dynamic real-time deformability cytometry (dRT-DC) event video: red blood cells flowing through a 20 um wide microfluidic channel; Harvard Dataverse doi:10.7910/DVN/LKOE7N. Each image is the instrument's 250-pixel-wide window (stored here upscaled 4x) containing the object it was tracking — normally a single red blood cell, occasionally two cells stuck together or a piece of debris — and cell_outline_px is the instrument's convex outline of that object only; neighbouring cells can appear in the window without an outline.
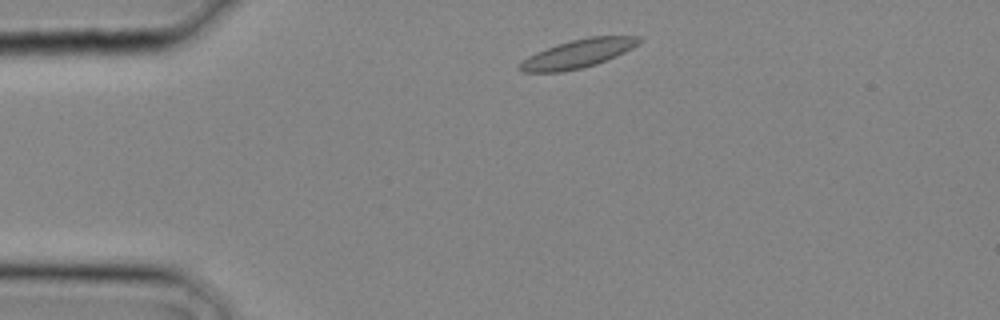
{"species": "common noctule bat (a hibernating species)", "species_latin": "Nyctalus noctula", "temperature_condition": "cold", "stored_images_in_passage": 11, "camera_frame_rate_fps": 3000, "um_per_image_px": 0.085, "animal": {"sex": "male", "body_mass_g": 20.4}, "frame": {"image": 1, "passage_image": 1, "time_ms": 0.0, "image_size_px": [1000, 320], "cell_outline_px": [[644, 40], [632, 48], [616, 56], [596, 64], [580, 68], [560, 72], [524, 72], [516, 68], [528, 56], [536, 52], [556, 44], [588, 36], [644, 36]], "centroid_in_image_um": [49.16, 4.54], "position_along_channel_um": 35.8, "area_um2": 19.77}}
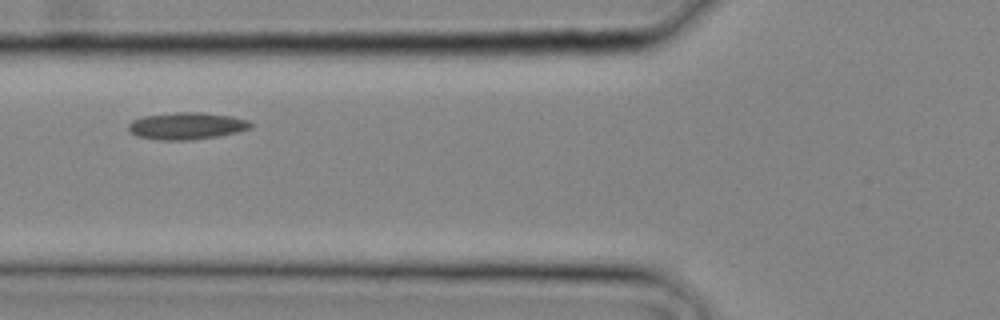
{"frame": {"image": 2, "passage_image": 6, "time_ms": 1.667, "image_size_px": [1000, 320], "cell_outline_px": [[252, 128], [236, 132], [216, 136], [192, 140], [156, 140], [136, 136], [128, 128], [128, 124], [132, 120], [144, 116], [176, 112], [200, 112], [232, 116], [248, 120], [252, 124]], "centroid_in_image_um": [15.86, 10.7], "position_along_channel_um": 109.9, "area_um2": 19.25}}
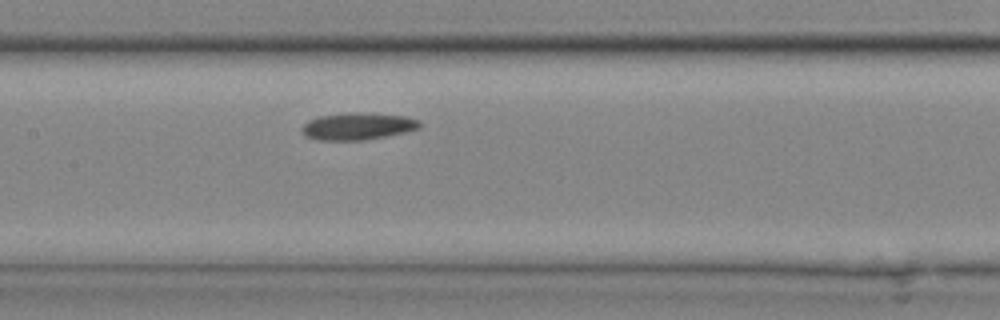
{"frame": {"image": 3, "passage_image": 9, "time_ms": 2.667, "image_size_px": [1000, 320], "cell_outline_px": [[420, 128], [404, 132], [364, 140], [316, 140], [304, 136], [300, 128], [308, 120], [320, 116], [360, 112], [408, 116], [420, 120]], "centroid_in_image_um": [30.39, 10.73], "position_along_channel_um": 177.0, "area_um2": 18.55}}